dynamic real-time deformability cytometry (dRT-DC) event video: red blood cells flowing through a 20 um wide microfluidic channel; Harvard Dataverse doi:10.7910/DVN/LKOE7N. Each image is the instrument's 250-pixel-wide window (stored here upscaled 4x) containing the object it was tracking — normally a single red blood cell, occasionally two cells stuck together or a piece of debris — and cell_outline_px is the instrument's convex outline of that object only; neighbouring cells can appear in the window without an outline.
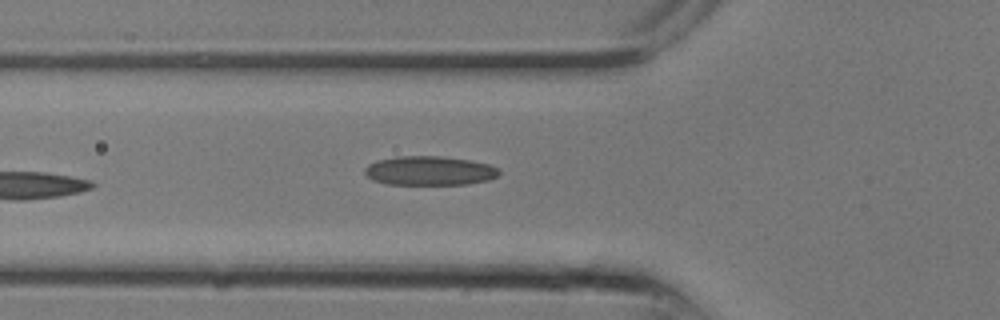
{"species": "common noctule bat (a hibernating species)", "species_latin": "Nyctalus noctula", "temperature_condition": "room temperature", "stored_images_in_passage": 7, "camera_frame_rate_fps": 3000, "um_per_image_px": 0.085, "animal": {"sex": "male", "body_mass_g": 13.3}, "frame": {"image": 1, "passage_image": 7, "time_ms": 2.0, "image_size_px": [1000, 320], "cell_outline_px": [[500, 172], [496, 176], [488, 180], [468, 184], [388, 184], [372, 180], [364, 172], [364, 168], [368, 164], [376, 160], [396, 156], [440, 156], [468, 160], [488, 164], [496, 168]], "centroid_in_image_um": [36.46, 14.51], "position_along_channel_um": 89.3, "area_um2": 22.72}}